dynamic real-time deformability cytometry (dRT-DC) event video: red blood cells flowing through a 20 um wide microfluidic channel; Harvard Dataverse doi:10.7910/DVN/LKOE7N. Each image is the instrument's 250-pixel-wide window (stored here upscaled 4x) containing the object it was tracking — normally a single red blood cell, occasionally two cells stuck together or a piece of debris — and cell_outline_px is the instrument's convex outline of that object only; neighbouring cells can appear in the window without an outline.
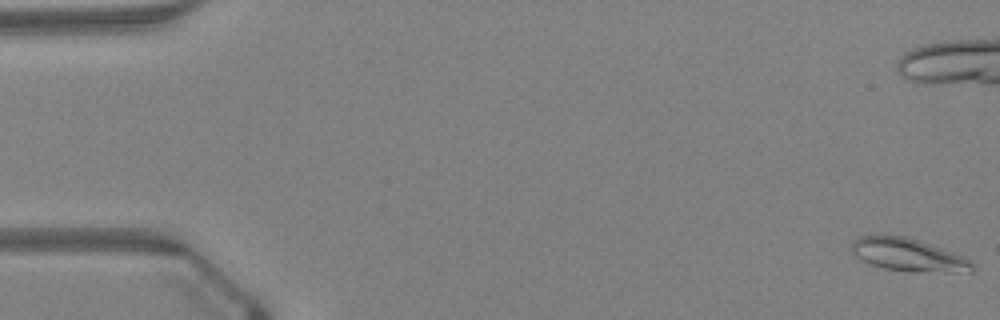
{"species": "Egyptian fruit bat (a non-hibernating species)", "species_latin": "Rousettus aegyptiacus", "temperature_condition": "warm", "stored_images_in_passage": 49, "camera_frame_rate_fps": 3000, "um_per_image_px": 0.085, "animal": {"sex": "female"}, "frame": {"image": 1, "passage_image": 1, "time_ms": 0.0, "image_size_px": [1000, 320], "cell_outline_px": [[976, 268], [972, 272], [948, 272], [884, 268], [860, 260], [848, 248], [852, 240], [860, 236], [904, 236], [920, 240], [964, 256], [972, 260], [976, 264]], "centroid_in_image_um": [77.23, 21.65], "position_along_channel_um": 7.8, "area_um2": 22.95}, "authors_computed_cell_mechanics": {"area_um2": 18.496, "velocity_mm_per_s": 4.2846, "shape_relaxation_time_tau1_ms": 5.4905, "shape_relaxation_time_tau2_ms": 2.3797, "deformation_change_tau1": 0.149, "deformation_change_tau2": 0.0558}}